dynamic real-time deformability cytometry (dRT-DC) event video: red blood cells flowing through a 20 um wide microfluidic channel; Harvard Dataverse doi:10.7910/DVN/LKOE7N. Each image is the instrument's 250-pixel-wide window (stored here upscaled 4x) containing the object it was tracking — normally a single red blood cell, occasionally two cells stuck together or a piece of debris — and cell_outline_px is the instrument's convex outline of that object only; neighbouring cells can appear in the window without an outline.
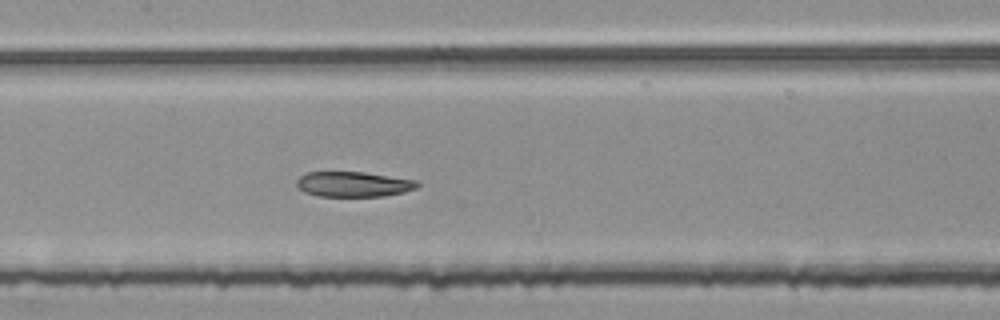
{"species": "common noctule bat (a hibernating species)", "species_latin": "Nyctalus noctula", "temperature_condition": "room temperature", "stored_images_in_passage": 52, "segment_of_instrument_passage": [2, 2], "camera_frame_rate_fps": 3000, "um_per_image_px": 0.085, "animal": {"sex": "female", "body_mass_g": 25.1}, "frame": {"image": 1, "passage_image": 26, "time_ms": 8.333, "image_size_px": [1000, 320], "cell_outline_px": [[420, 184], [416, 188], [404, 192], [384, 196], [316, 196], [304, 192], [296, 184], [296, 180], [300, 176], [308, 172], [364, 172], [416, 180]], "centroid_in_image_um": [30.04, 15.66], "position_along_channel_um": 177.4, "area_um2": 17.69}}
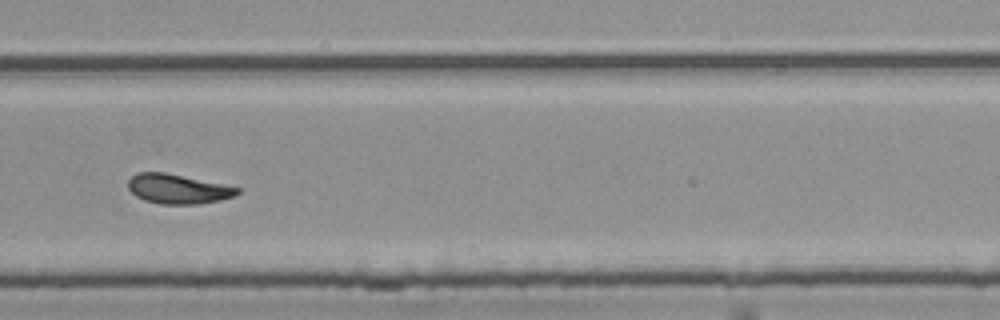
{"frame": {"image": 2, "passage_image": 37, "time_ms": 12.0, "image_size_px": [1000, 320], "cell_outline_px": [[240, 192], [236, 196], [220, 200], [200, 204], [160, 204], [144, 200], [136, 196], [128, 188], [128, 180], [136, 172], [164, 172], [240, 188]], "centroid_in_image_um": [15.11, 16.07], "position_along_channel_um": 314.7, "area_um2": 18.73}}
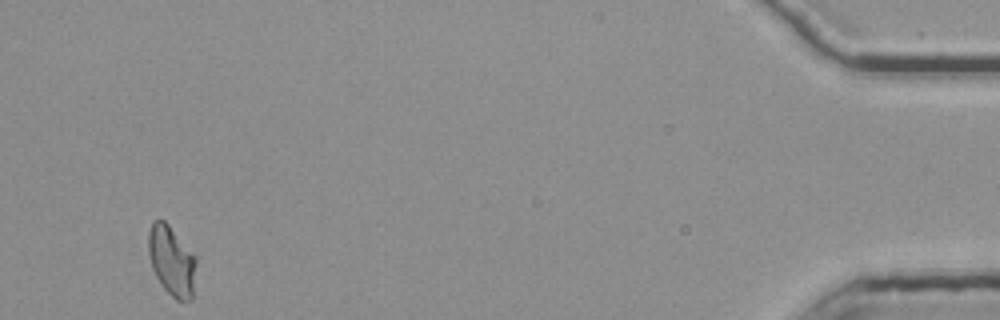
{"frame": {"image": 3, "passage_image": 52, "time_ms": 17.0, "image_size_px": [1000, 320], "cell_outline_px": [[196, 264], [192, 300], [176, 300], [164, 288], [156, 276], [152, 268], [148, 252], [148, 232], [152, 220], [164, 220], [168, 224], [196, 256]], "centroid_in_image_um": [14.59, 22.15], "position_along_channel_um": 420.6, "area_um2": 19.42}}